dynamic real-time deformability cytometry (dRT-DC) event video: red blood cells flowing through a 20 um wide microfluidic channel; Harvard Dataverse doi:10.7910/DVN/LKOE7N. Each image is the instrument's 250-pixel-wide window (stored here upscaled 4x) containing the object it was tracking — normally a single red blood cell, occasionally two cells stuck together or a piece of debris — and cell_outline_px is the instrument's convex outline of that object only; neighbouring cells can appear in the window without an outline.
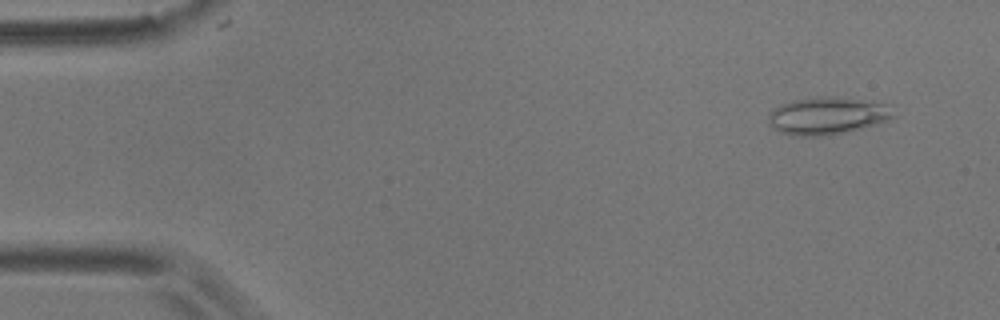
{"species": "common noctule bat (a hibernating species)", "species_latin": "Nyctalus noctula", "temperature_condition": "room temperature", "stored_images_in_passage": 55, "camera_frame_rate_fps": 3000, "um_per_image_px": 0.085, "animal": {"sex": "male", "body_mass_g": 17.9}, "frame": {"image": 1, "passage_image": 4, "time_ms": 1.0, "image_size_px": [1000, 320], "cell_outline_px": [[896, 116], [888, 120], [860, 128], [844, 132], [820, 136], [792, 136], [768, 124], [768, 112], [780, 104], [792, 100], [816, 96], [836, 96], [872, 100], [884, 104]], "centroid_in_image_um": [70.28, 9.81], "position_along_channel_um": 14.7, "area_um2": 27.28}}
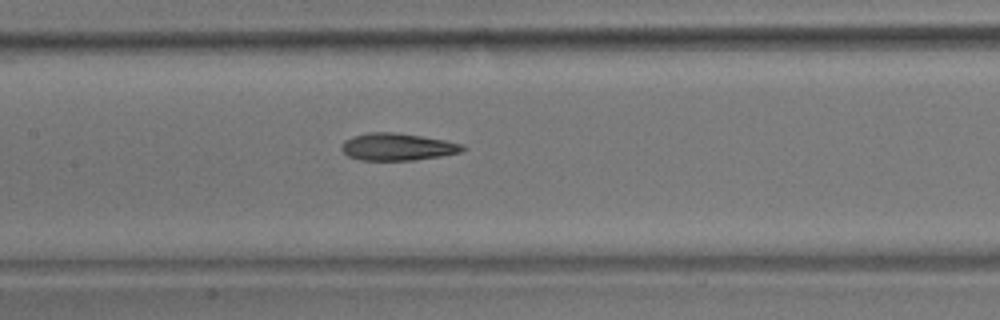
{"frame": {"image": 2, "passage_image": 26, "time_ms": 8.333, "image_size_px": [1000, 320], "cell_outline_px": [[468, 148], [460, 152], [440, 156], [416, 160], [360, 160], [348, 156], [340, 148], [340, 144], [344, 140], [352, 136], [368, 132], [396, 132], [444, 140], [464, 144]], "centroid_in_image_um": [33.76, 12.48], "position_along_channel_um": 173.6, "area_um2": 19.36}}
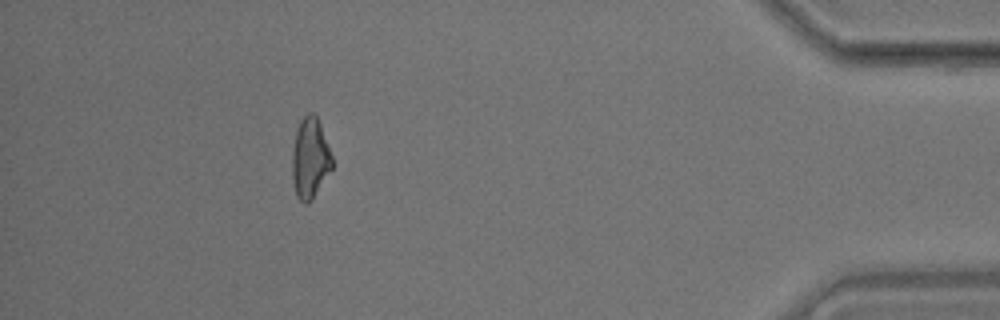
{"frame": {"image": 3, "passage_image": 50, "time_ms": 16.333, "image_size_px": [1000, 320], "cell_outline_px": [[332, 168], [312, 200], [308, 204], [304, 204], [296, 196], [292, 180], [292, 152], [296, 132], [300, 120], [308, 112], [312, 112], [316, 116], [320, 124], [332, 156]], "centroid_in_image_um": [26.34, 13.48], "position_along_channel_um": 408.9, "area_um2": 18.73}, "authors_computed_cell_mechanics": {"area_um2": 19.3052, "velocity_mm_per_s": 3.6044, "shape_relaxation_time_tau1_ms": null, "shape_relaxation_time_tau2_ms": 4.0924, "deformation_change_tau1": null, "deformation_change_tau2": 0.1457}}